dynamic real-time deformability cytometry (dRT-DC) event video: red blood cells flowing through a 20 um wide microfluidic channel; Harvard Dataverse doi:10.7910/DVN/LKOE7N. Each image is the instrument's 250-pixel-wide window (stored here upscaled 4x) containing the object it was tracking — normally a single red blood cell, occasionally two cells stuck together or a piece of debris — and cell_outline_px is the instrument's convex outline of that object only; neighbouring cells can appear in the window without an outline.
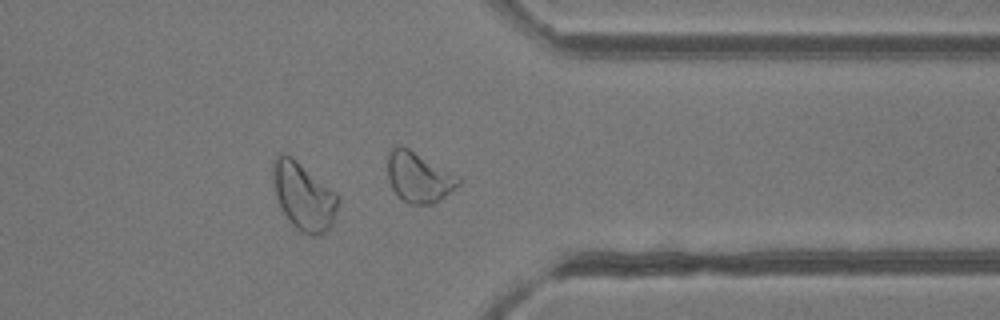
{"species": "common noctule bat (a hibernating species)", "species_latin": "Nyctalus noctula", "temperature_condition": "room temperature", "stored_images_in_passage": 22, "camera_frame_rate_fps": 3000, "um_per_image_px": 0.085, "animal": {"sex": "female"}, "frame": {"image": 1, "passage_image": 16, "time_ms": 5.0, "image_size_px": [1000, 320], "cell_outline_px": [[340, 200], [332, 224], [320, 236], [316, 236], [300, 232], [288, 220], [276, 196], [272, 184], [272, 160], [280, 152], [284, 152], [292, 156], [336, 192], [340, 196]], "centroid_in_image_um": [25.79, 16.64], "position_along_channel_um": 385.6, "area_um2": 25.95}}